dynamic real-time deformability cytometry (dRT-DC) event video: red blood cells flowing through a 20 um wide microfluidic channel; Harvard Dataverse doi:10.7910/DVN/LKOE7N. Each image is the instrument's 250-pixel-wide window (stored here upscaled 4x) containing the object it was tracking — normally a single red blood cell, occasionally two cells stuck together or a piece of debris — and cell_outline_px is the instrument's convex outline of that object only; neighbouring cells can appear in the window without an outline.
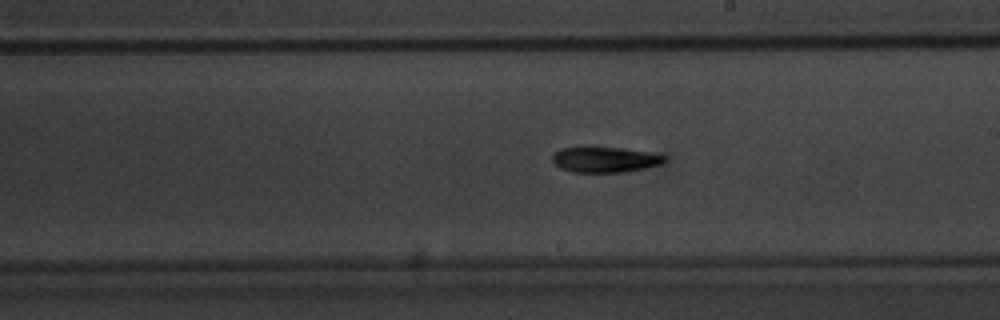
{"species": "common noctule bat (a hibernating species)", "species_latin": "Nyctalus noctula", "temperature_condition": "warm", "stored_images_in_passage": 56, "camera_frame_rate_fps": 3000, "um_per_image_px": 0.085, "animal": {"sex": "male", "body_mass_g": 20.1, "forearm_length_mm": 53.5}, "frame": {"image": 1, "passage_image": 32, "time_ms": 10.333, "image_size_px": [1000, 320], "cell_outline_px": [[664, 160], [660, 164], [628, 172], [572, 172], [560, 168], [552, 160], [552, 156], [560, 148], [624, 148], [648, 152], [664, 156]], "centroid_in_image_um": [51.4, 13.58], "position_along_channel_um": 237.6, "area_um2": 16.3}, "authors_computed_cell_mechanics": {"area_um2": 16.762, "velocity_mm_per_s": 3.6735, "shape_relaxation_time_tau1_ms": 3.1374, "shape_relaxation_time_tau2_ms": null, "deformation_change_tau1": 0.1301, "deformation_change_tau2": null}}